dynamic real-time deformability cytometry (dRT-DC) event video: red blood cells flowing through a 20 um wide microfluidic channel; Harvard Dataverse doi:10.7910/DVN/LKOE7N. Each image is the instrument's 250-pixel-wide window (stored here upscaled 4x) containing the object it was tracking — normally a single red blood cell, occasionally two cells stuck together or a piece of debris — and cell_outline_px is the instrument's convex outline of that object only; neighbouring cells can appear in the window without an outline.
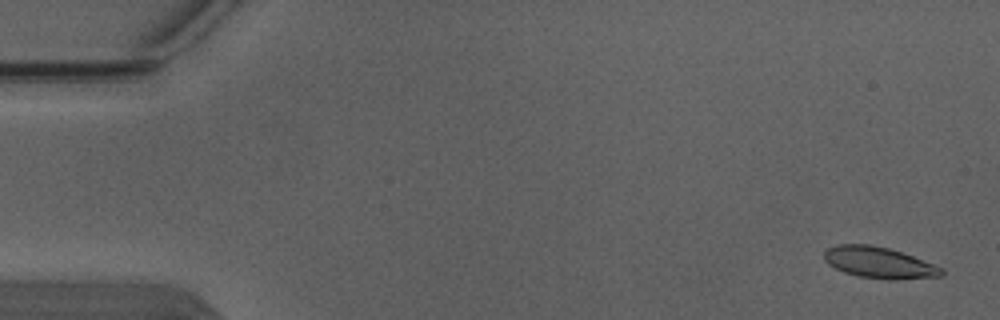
{"species": "Egyptian fruit bat (a non-hibernating species)", "species_latin": "Rousettus aegyptiacus", "temperature_condition": "warm", "stored_images_in_passage": 4, "camera_frame_rate_fps": 3000, "um_per_image_px": 0.085, "animal": {"sex": "male"}, "frame": {"image": 1, "passage_image": 1, "time_ms": 0.0, "image_size_px": [1000, 320], "cell_outline_px": [[944, 272], [940, 276], [892, 280], [888, 280], [860, 276], [844, 272], [828, 264], [824, 260], [824, 252], [828, 248], [836, 244], [868, 244], [888, 248], [912, 256], [944, 268]], "centroid_in_image_um": [74.7, 22.32], "position_along_channel_um": 10.3, "area_um2": 21.21}}
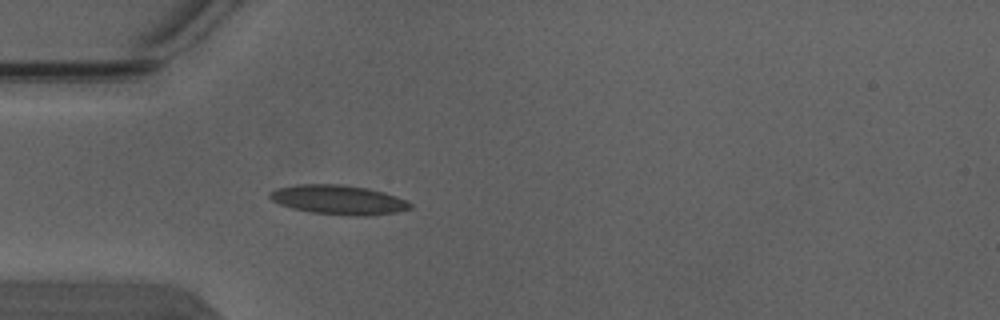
{"frame": {"image": 2, "passage_image": 4, "time_ms": 1.0, "image_size_px": [1000, 320], "cell_outline_px": [[412, 208], [396, 212], [364, 216], [356, 216], [312, 212], [292, 208], [280, 204], [272, 200], [268, 196], [268, 192], [276, 188], [296, 184], [344, 184], [368, 188], [384, 192], [408, 200], [412, 204]], "centroid_in_image_um": [28.77, 16.97], "position_along_channel_um": 56.2, "area_um2": 24.16}}